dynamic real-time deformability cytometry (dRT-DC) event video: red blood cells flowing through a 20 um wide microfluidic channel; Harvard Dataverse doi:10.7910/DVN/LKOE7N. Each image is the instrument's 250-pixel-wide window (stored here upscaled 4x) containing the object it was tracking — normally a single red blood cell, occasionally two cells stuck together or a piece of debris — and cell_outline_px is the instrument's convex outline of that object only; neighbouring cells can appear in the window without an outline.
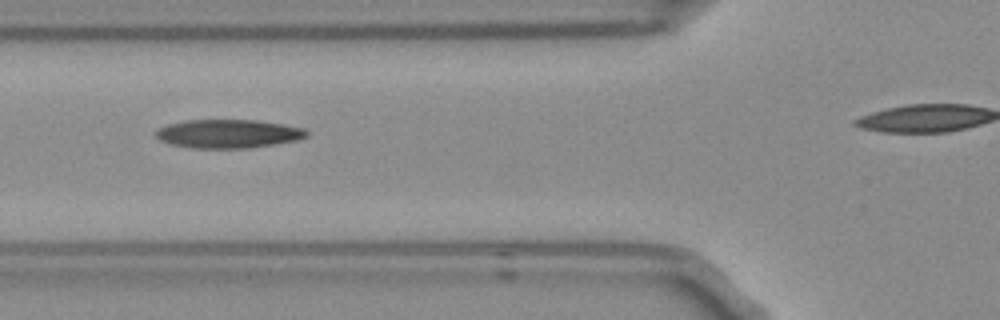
{"species": "Egyptian fruit bat (a non-hibernating species)", "species_latin": "Rousettus aegyptiacus", "temperature_condition": "room temperature", "stored_images_in_passage": 12, "camera_frame_rate_fps": 3000, "um_per_image_px": 0.085, "frame": {"image": 1, "passage_image": 3, "time_ms": 0.667, "image_size_px": [1000, 320], "cell_outline_px": [[308, 136], [296, 140], [248, 148], [192, 148], [172, 144], [160, 140], [156, 136], [156, 132], [160, 128], [168, 124], [184, 120], [256, 120], [284, 124], [304, 128], [308, 132]], "centroid_in_image_um": [19.41, 11.36], "position_along_channel_um": 106.4, "area_um2": 24.97}}
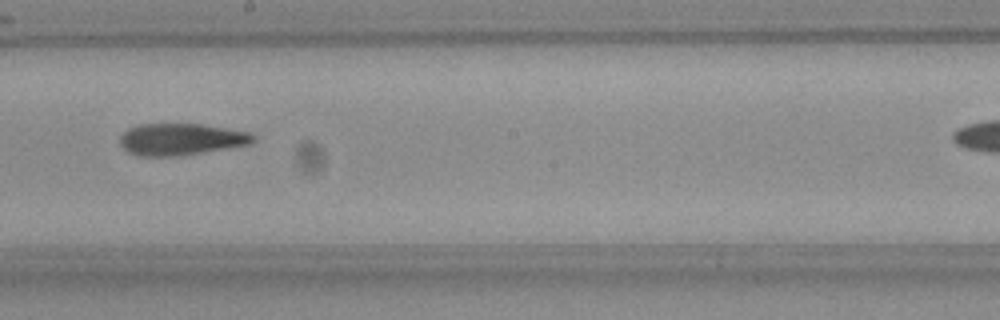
{"frame": {"image": 2, "passage_image": 6, "time_ms": 1.667, "image_size_px": [1000, 320], "cell_outline_px": [[256, 140], [248, 144], [200, 152], [172, 156], [140, 156], [128, 152], [120, 144], [120, 136], [128, 128], [136, 124], [200, 124], [248, 132], [256, 136]], "centroid_in_image_um": [15.33, 11.82], "position_along_channel_um": 232.9, "area_um2": 24.28}}